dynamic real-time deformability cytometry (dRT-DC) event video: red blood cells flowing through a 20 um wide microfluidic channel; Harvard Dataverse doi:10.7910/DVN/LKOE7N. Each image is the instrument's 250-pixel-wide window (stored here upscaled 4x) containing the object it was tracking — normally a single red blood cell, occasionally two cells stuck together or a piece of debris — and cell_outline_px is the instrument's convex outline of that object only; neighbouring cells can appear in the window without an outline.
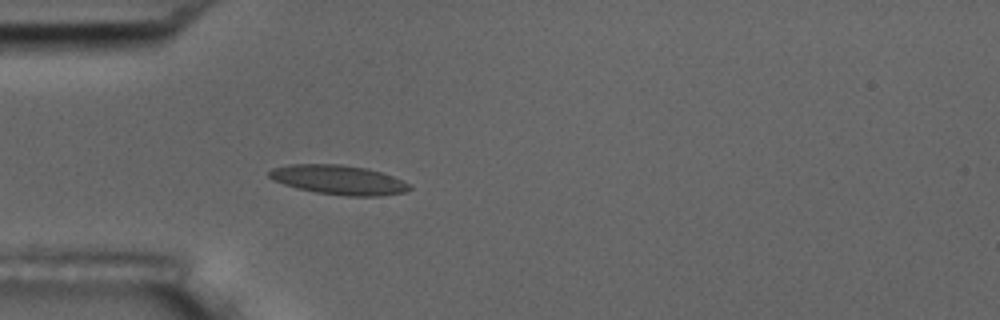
{"species": "common noctule bat (a hibernating species)", "species_latin": "Nyctalus noctula", "temperature_condition": "room temperature", "stored_images_in_passage": 42, "camera_frame_rate_fps": 3000, "um_per_image_px": 0.085, "animal": {"sex": "male", "body_mass_g": 17.5, "forearm_length_mm": 52.3}, "frame": {"image": 1, "passage_image": 3, "time_ms": 0.667, "image_size_px": [1000, 320], "cell_outline_px": [[412, 188], [404, 192], [380, 196], [348, 196], [316, 192], [284, 184], [272, 180], [268, 176], [268, 172], [272, 168], [292, 164], [340, 164], [364, 168], [380, 172], [392, 176], [408, 184]], "centroid_in_image_um": [28.75, 15.28], "position_along_channel_um": 56.2, "area_um2": 23.7}}
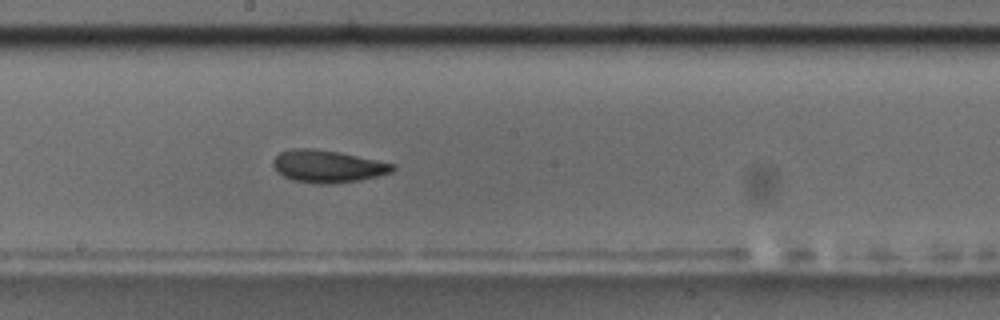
{"frame": {"image": 2, "passage_image": 17, "time_ms": 5.333, "image_size_px": [1000, 320], "cell_outline_px": [[396, 168], [392, 172], [360, 180], [328, 184], [320, 184], [292, 180], [276, 172], [272, 164], [272, 160], [280, 152], [292, 148], [308, 148], [340, 152], [396, 164]], "centroid_in_image_um": [27.83, 14.13], "position_along_channel_um": 220.4, "area_um2": 22.6}}
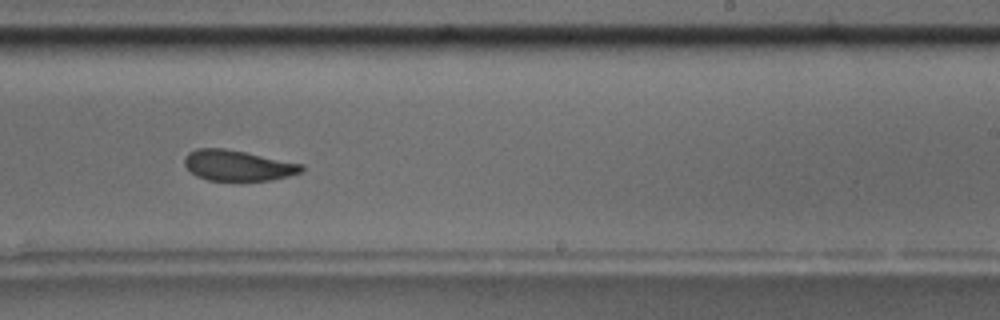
{"frame": {"image": 3, "passage_image": 21, "time_ms": 6.667, "image_size_px": [1000, 320], "cell_outline_px": [[304, 168], [300, 172], [288, 176], [272, 180], [208, 180], [196, 176], [184, 164], [184, 156], [188, 152], [196, 148], [224, 148], [304, 164]], "centroid_in_image_um": [20.19, 14.06], "position_along_channel_um": 268.8, "area_um2": 20.75}, "authors_computed_cell_mechanics": {"area_um2": 22.3397, "velocity_mm_per_s": 3.6406, "shape_relaxation_time_tau1_ms": 7.5434, "shape_relaxation_time_tau2_ms": 2.3556, "deformation_change_tau1": 0.1518, "deformation_change_tau2": 0.0761}}